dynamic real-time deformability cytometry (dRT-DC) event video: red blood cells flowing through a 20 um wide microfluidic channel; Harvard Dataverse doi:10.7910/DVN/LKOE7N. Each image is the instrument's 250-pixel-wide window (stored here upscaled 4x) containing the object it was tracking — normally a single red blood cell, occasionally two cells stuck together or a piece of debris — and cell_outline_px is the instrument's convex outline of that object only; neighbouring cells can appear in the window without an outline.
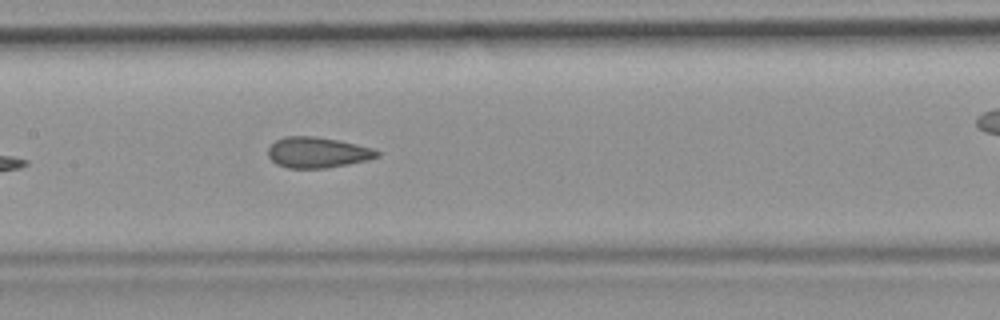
{"species": "common noctule bat (a hibernating species)", "species_latin": "Nyctalus noctula", "temperature_condition": "room temperature", "stored_images_in_passage": 7, "segment_of_instrument_passage": [1, 2], "camera_frame_rate_fps": 3000, "um_per_image_px": 0.085, "animal": {"sex": "female", "body_mass_g": 19.9}, "frame": {"image": 1, "passage_image": 6, "time_ms": 7.333, "image_size_px": [1000, 320], "cell_outline_px": [[380, 156], [368, 160], [348, 164], [324, 168], [288, 168], [276, 164], [268, 156], [268, 148], [276, 140], [284, 136], [312, 136], [336, 140], [376, 148], [380, 152]], "centroid_in_image_um": [27.0, 12.96], "position_along_channel_um": 180.4, "area_um2": 19.54}}